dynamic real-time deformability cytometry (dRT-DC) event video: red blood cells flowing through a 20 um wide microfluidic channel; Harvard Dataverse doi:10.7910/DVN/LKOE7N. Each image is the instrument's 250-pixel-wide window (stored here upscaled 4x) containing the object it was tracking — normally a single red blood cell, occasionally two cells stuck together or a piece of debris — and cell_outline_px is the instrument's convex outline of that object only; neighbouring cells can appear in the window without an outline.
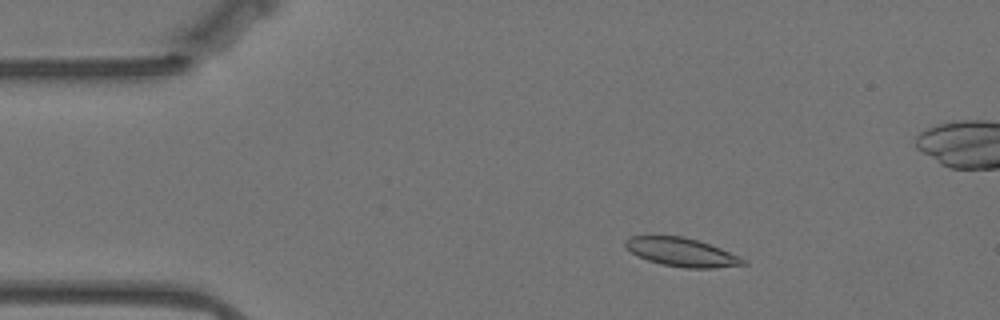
{"species": "Egyptian fruit bat (a non-hibernating species)", "species_latin": "Rousettus aegyptiacus", "temperature_condition": "warm", "stored_images_in_passage": 57, "camera_frame_rate_fps": 3000, "um_per_image_px": 0.085, "animal": {"sex": "female"}, "frame": {"image": 1, "passage_image": 8, "time_ms": 2.333, "image_size_px": [1000, 320], "cell_outline_px": [[748, 264], [712, 268], [688, 268], [660, 264], [636, 256], [624, 244], [624, 240], [628, 236], [684, 236], [720, 248], [740, 256], [748, 260]], "centroid_in_image_um": [57.95, 21.44], "position_along_channel_um": 27.1, "area_um2": 19.59}}
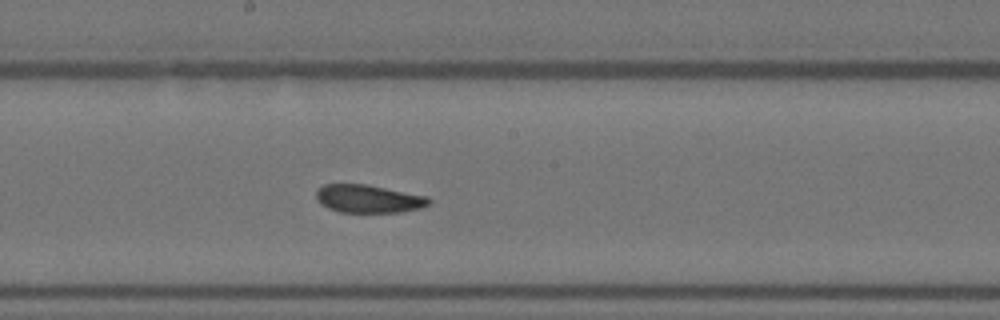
{"frame": {"image": 2, "passage_image": 29, "time_ms": 9.333, "image_size_px": [1000, 320], "cell_outline_px": [[432, 204], [420, 208], [400, 212], [340, 212], [328, 208], [320, 204], [316, 200], [316, 188], [324, 184], [368, 184], [428, 196], [432, 200]], "centroid_in_image_um": [31.32, 16.89], "position_along_channel_um": 216.9, "area_um2": 18.73}}
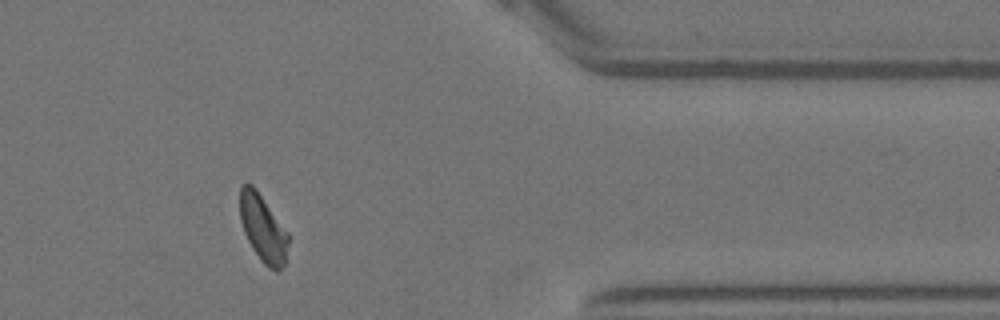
{"frame": {"image": 3, "passage_image": 46, "time_ms": 15.0, "image_size_px": [1000, 320], "cell_outline_px": [[288, 244], [284, 264], [276, 272], [268, 268], [260, 260], [252, 248], [244, 232], [240, 220], [240, 188], [244, 184], [252, 184], [256, 188], [288, 232]], "centroid_in_image_um": [22.34, 19.41], "position_along_channel_um": 389.1, "area_um2": 18.84}, "authors_computed_cell_mechanics": {"area_um2": 19.3052, "velocity_mm_per_s": 3.4753, "shape_relaxation_time_tau1_ms": 7.5714, "shape_relaxation_time_tau2_ms": 3.2185, "deformation_change_tau1": 0.1807, "deformation_change_tau2": 0.0932}}